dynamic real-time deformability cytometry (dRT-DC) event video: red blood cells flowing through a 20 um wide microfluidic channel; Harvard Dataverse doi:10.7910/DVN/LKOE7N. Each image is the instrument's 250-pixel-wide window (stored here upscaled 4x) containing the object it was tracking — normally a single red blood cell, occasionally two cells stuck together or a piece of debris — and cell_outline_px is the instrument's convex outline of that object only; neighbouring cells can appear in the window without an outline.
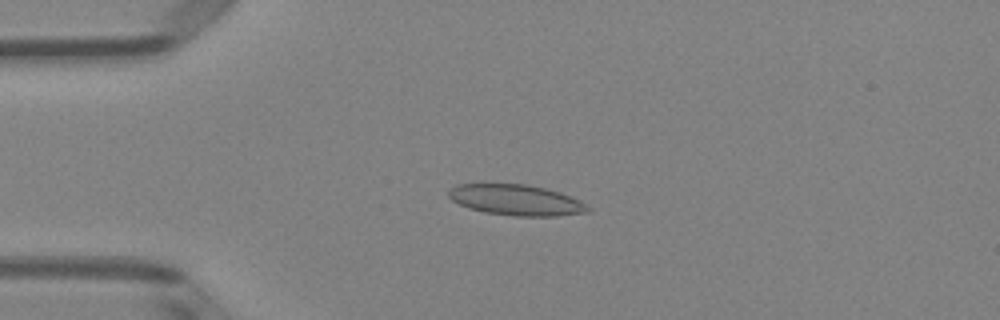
{"species": "Egyptian fruit bat (a non-hibernating species)", "species_latin": "Rousettus aegyptiacus", "temperature_condition": "room temperature", "stored_images_in_passage": 50, "camera_frame_rate_fps": 3000, "um_per_image_px": 0.085, "animal": {"sex": "female"}, "frame": {"image": 1, "passage_image": 12, "time_ms": 3.667, "image_size_px": [1000, 320], "cell_outline_px": [[592, 208], [588, 212], [556, 216], [512, 216], [484, 212], [468, 208], [452, 200], [448, 196], [448, 192], [456, 184], [484, 180], [528, 184], [560, 192], [580, 200], [588, 204]], "centroid_in_image_um": [43.81, 16.95], "position_along_channel_um": 41.2, "area_um2": 26.13}}
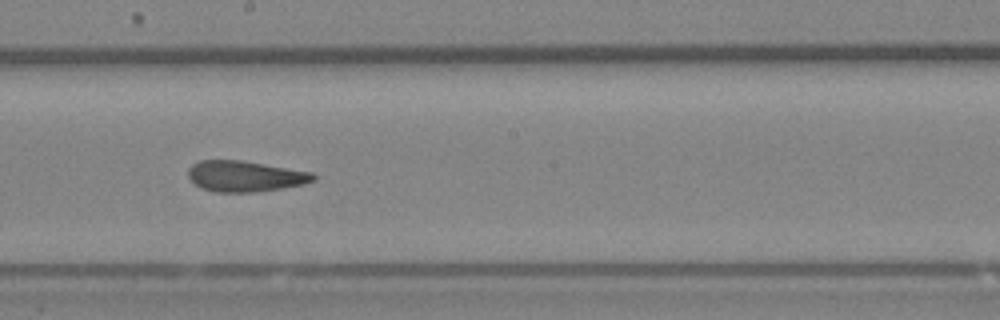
{"frame": {"image": 2, "passage_image": 28, "time_ms": 9.0, "image_size_px": [1000, 320], "cell_outline_px": [[316, 180], [304, 184], [280, 188], [252, 192], [216, 192], [200, 188], [188, 176], [188, 168], [192, 164], [200, 160], [240, 160], [312, 172], [316, 176]], "centroid_in_image_um": [20.82, 14.97], "position_along_channel_um": 227.4, "area_um2": 22.37}}
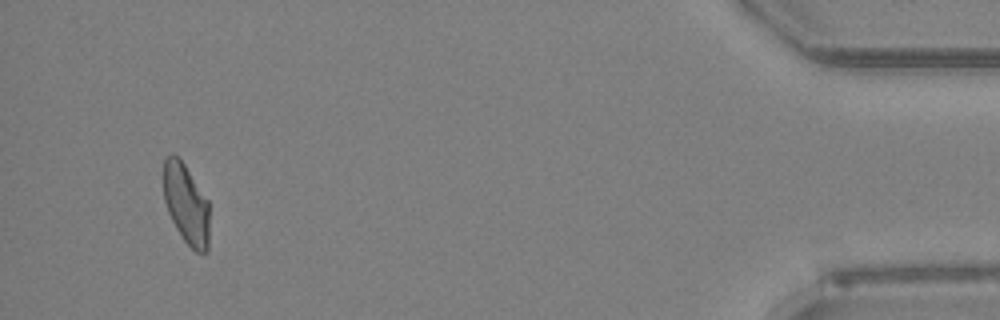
{"frame": {"image": 3, "passage_image": 48, "time_ms": 15.667, "image_size_px": [1000, 320], "cell_outline_px": [[208, 252], [196, 252], [184, 240], [176, 228], [168, 212], [164, 200], [164, 160], [172, 152], [184, 164], [208, 200]], "centroid_in_image_um": [15.82, 17.34], "position_along_channel_um": 419.4, "area_um2": 21.1}, "authors_computed_cell_mechanics": {"area_um2": 22.7154, "velocity_mm_per_s": 3.9796, "shape_relaxation_time_tau1_ms": null, "shape_relaxation_time_tau2_ms": 3.0567, "deformation_change_tau1": null, "deformation_change_tau2": 0.0837}}